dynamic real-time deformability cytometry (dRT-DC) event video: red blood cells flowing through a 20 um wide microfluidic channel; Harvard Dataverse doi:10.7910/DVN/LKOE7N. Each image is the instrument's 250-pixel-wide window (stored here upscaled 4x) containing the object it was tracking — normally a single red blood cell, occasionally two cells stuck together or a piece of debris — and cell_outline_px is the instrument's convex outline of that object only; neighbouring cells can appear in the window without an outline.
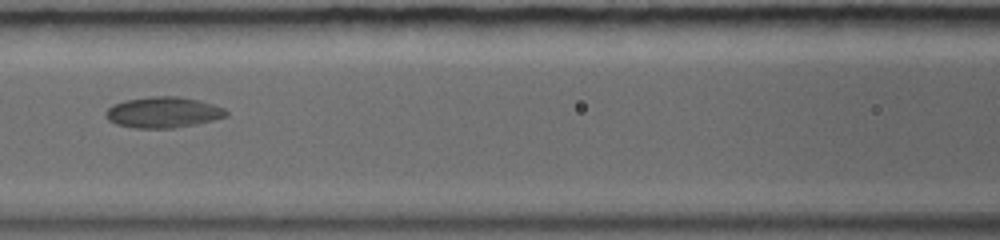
{"species": "common noctule bat (a hibernating species)", "species_latin": "Nyctalus noctula", "temperature_condition": "warm", "stored_images_in_passage": 7, "camera_frame_rate_fps": 5000, "um_per_image_px": 0.085, "animal": {"sex": "female", "body_mass_g": 19.0, "forearm_length_mm": 56.7}, "frame": {"image": 1, "passage_image": 5, "time_ms": 4.6, "image_size_px": [1000, 240], "cell_outline_px": [[228, 112], [224, 116], [192, 124], [172, 128], [136, 128], [116, 124], [108, 120], [108, 108], [112, 104], [124, 100], [152, 96], [176, 96], [196, 100], [224, 108]], "centroid_in_image_um": [13.8, 9.54], "position_along_channel_um": 152.8, "area_um2": 21.04}}
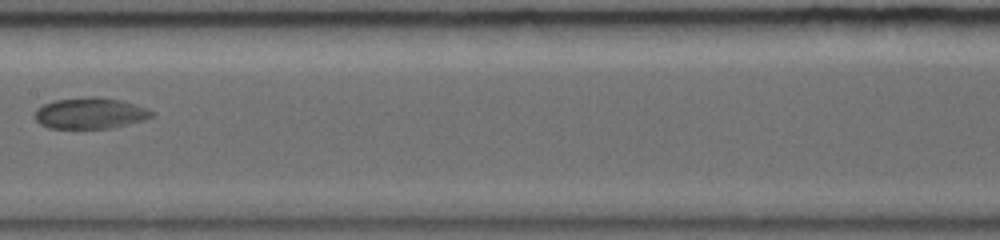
{"frame": {"image": 2, "passage_image": 6, "time_ms": 5.8, "image_size_px": [1000, 240], "cell_outline_px": [[152, 116], [108, 128], [52, 128], [40, 124], [36, 120], [36, 112], [44, 104], [56, 100], [88, 96], [96, 96], [116, 100], [132, 104], [144, 108], [152, 112]], "centroid_in_image_um": [7.57, 9.61], "position_along_channel_um": 199.8, "area_um2": 20.23}}
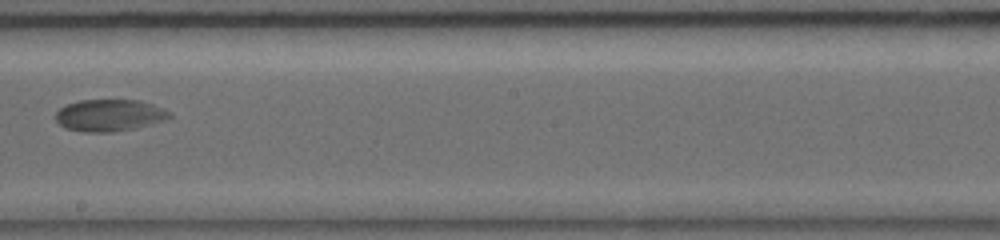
{"frame": {"image": 3, "passage_image": 7, "time_ms": 6.8, "image_size_px": [1000, 240], "cell_outline_px": [[172, 116], [128, 128], [112, 132], [88, 132], [68, 128], [60, 124], [56, 120], [56, 112], [60, 108], [68, 104], [80, 100], [136, 100], [164, 112]], "centroid_in_image_um": [9.1, 9.79], "position_along_channel_um": 239.1, "area_um2": 19.65}}